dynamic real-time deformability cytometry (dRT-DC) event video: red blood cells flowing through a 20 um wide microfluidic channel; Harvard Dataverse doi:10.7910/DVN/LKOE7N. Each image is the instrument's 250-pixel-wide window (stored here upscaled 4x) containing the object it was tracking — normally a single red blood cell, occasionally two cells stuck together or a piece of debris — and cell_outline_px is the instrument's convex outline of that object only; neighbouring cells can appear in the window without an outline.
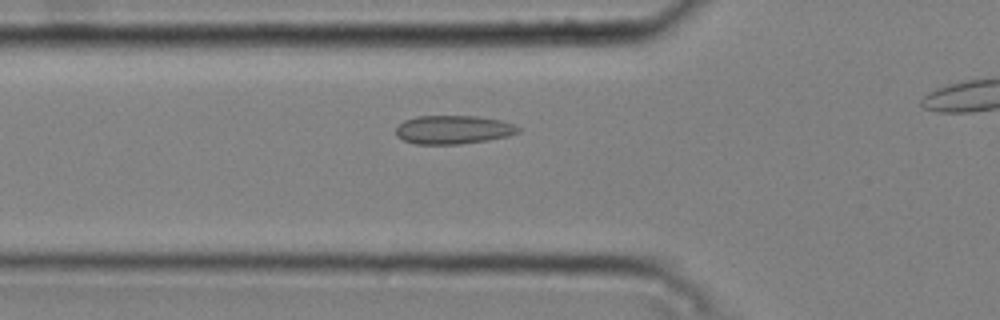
{"species": "common noctule bat (a hibernating species)", "species_latin": "Nyctalus noctula", "temperature_condition": "cold", "stored_images_in_passage": 37, "camera_frame_rate_fps": 3000, "um_per_image_px": 0.085, "animal": {"sex": "male", "body_mass_g": 20.4}, "frame": {"image": 1, "passage_image": 12, "time_ms": 3.667, "image_size_px": [1000, 320], "cell_outline_px": [[520, 132], [508, 136], [488, 140], [460, 144], [416, 144], [404, 140], [396, 136], [396, 128], [404, 120], [416, 116], [476, 116], [500, 120], [512, 124], [520, 128]], "centroid_in_image_um": [38.52, 11.02], "position_along_channel_um": 87.3, "area_um2": 20.35}}
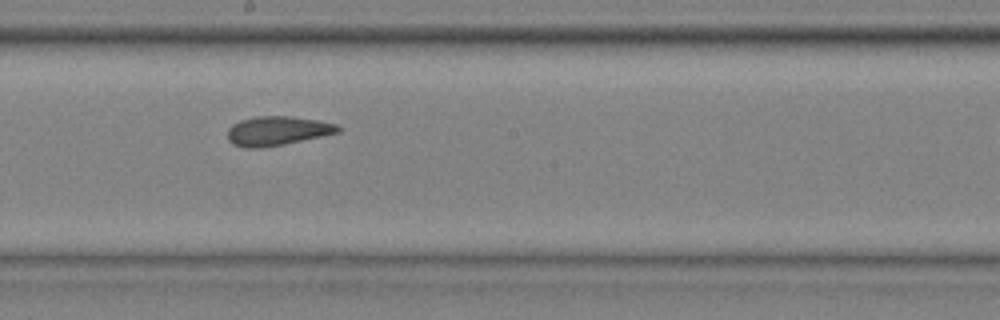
{"frame": {"image": 2, "passage_image": 23, "time_ms": 7.333, "image_size_px": [1000, 320], "cell_outline_px": [[340, 132], [284, 144], [260, 148], [244, 148], [232, 144], [228, 140], [228, 128], [232, 124], [240, 120], [256, 116], [292, 116], [316, 120], [336, 124], [340, 128]], "centroid_in_image_um": [23.53, 11.12], "position_along_channel_um": 224.7, "area_um2": 18.79}}
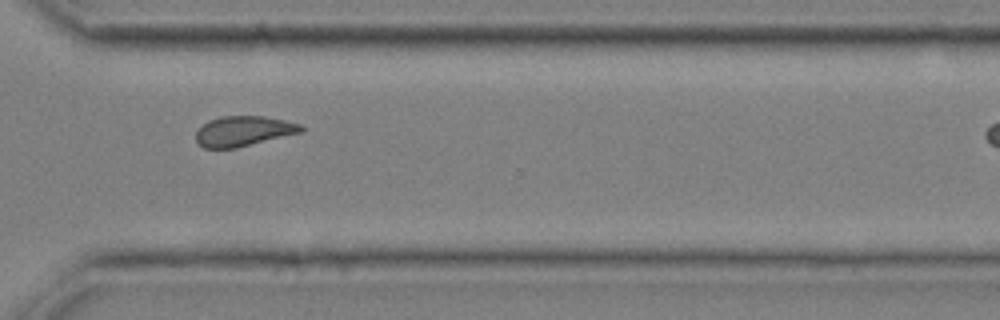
{"frame": {"image": 3, "passage_image": 33, "time_ms": 10.667, "image_size_px": [1000, 320], "cell_outline_px": [[304, 132], [236, 148], [204, 148], [196, 140], [196, 132], [208, 120], [220, 116], [264, 116], [284, 120], [300, 124], [304, 128]], "centroid_in_image_um": [20.72, 11.14], "position_along_channel_um": 349.9, "area_um2": 18.5}}